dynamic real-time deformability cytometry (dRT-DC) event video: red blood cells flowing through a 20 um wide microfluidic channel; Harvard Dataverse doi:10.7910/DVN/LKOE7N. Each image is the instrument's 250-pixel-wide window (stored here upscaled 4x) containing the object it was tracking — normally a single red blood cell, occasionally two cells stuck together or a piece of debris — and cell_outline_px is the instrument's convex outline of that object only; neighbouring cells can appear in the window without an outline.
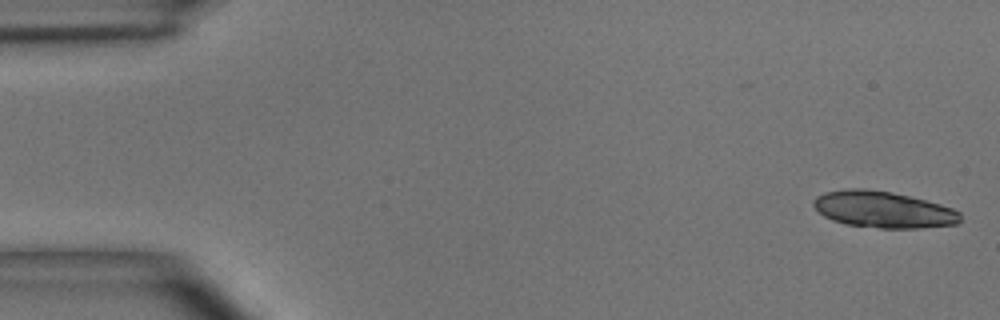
{"species": "common noctule bat (a hibernating species)", "species_latin": "Nyctalus noctula", "temperature_condition": "room temperature", "stored_images_in_passage": 5, "camera_frame_rate_fps": 3000, "um_per_image_px": 0.085, "animal": {"sex": "male", "body_mass_g": 15.6}, "frame": {"image": 1, "passage_image": 1, "time_ms": 0.0, "image_size_px": [1000, 320], "cell_outline_px": [[960, 220], [956, 224], [920, 228], [880, 228], [844, 224], [832, 220], [824, 216], [812, 204], [812, 200], [816, 196], [824, 192], [848, 188], [864, 188], [888, 192], [908, 196], [940, 204], [952, 208], [960, 212]], "centroid_in_image_um": [75.03, 17.81], "position_along_channel_um": 10.0, "area_um2": 31.1}}